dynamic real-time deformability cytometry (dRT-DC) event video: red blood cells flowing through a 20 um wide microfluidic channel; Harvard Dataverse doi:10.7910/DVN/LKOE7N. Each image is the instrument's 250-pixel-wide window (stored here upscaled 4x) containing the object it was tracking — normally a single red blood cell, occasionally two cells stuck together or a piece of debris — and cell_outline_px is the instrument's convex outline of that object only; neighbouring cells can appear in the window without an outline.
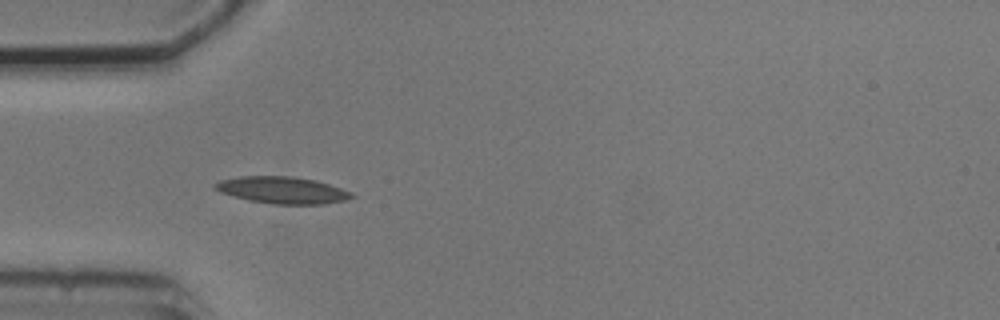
{"species": "common noctule bat (a hibernating species)", "species_latin": "Nyctalus noctula", "temperature_condition": "cold", "stored_images_in_passage": 5, "camera_frame_rate_fps": 3000, "um_per_image_px": 0.085, "animal": {"sex": "male", "body_mass_g": 20.5, "forearm_length_mm": 52.5}, "frame": {"image": 1, "passage_image": 2, "time_ms": 1.0, "image_size_px": [1000, 320], "cell_outline_px": [[356, 196], [344, 200], [320, 204], [272, 204], [248, 200], [220, 192], [212, 188], [212, 184], [220, 180], [240, 176], [292, 176], [316, 180], [352, 192]], "centroid_in_image_um": [23.95, 16.15], "position_along_channel_um": 61.0, "area_um2": 21.39}}
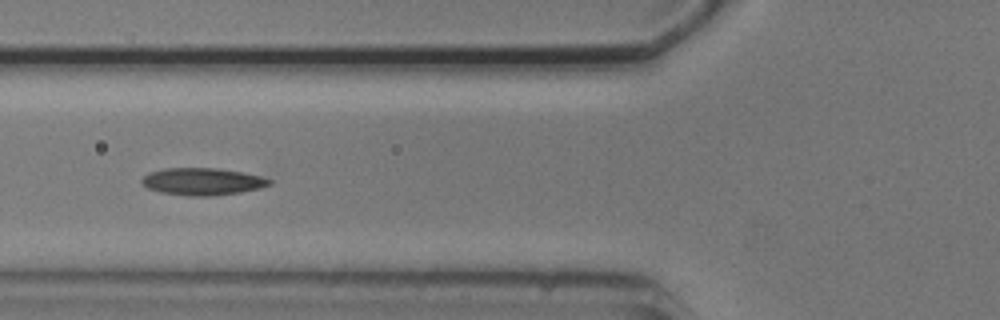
{"frame": {"image": 2, "passage_image": 3, "time_ms": 2.333, "image_size_px": [1000, 320], "cell_outline_px": [[272, 184], [260, 188], [240, 192], [212, 196], [188, 196], [160, 192], [148, 188], [140, 180], [148, 172], [164, 168], [216, 168], [244, 172], [264, 176], [272, 180]], "centroid_in_image_um": [17.24, 15.42], "position_along_channel_um": 108.6, "area_um2": 20.4}}
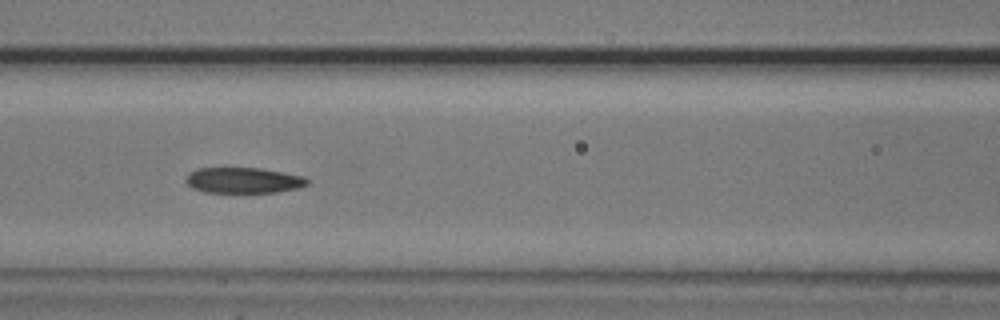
{"frame": {"image": 3, "passage_image": 4, "time_ms": 3.333, "image_size_px": [1000, 320], "cell_outline_px": [[312, 180], [308, 184], [296, 188], [276, 192], [204, 192], [192, 188], [184, 180], [188, 172], [196, 168], [260, 168], [284, 172], [304, 176]], "centroid_in_image_um": [20.68, 15.32], "position_along_channel_um": 145.9, "area_um2": 18.32}}